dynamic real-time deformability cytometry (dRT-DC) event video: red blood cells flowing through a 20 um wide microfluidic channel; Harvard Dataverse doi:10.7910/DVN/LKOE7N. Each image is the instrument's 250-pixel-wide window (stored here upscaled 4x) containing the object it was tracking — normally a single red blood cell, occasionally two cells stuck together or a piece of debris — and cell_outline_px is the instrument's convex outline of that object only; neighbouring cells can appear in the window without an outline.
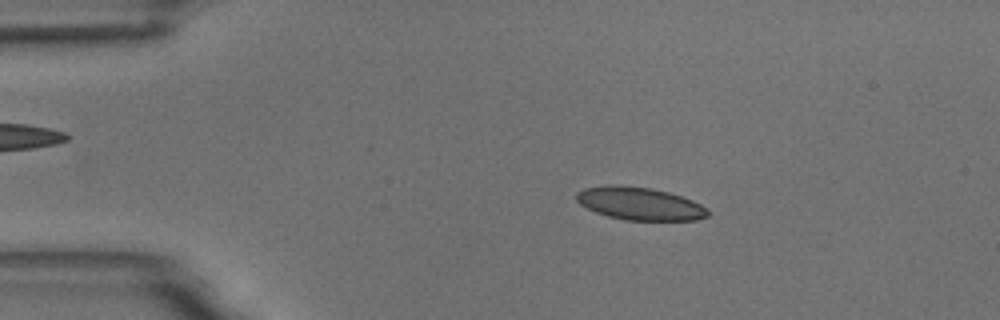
{"species": "common noctule bat (a hibernating species)", "species_latin": "Nyctalus noctula", "temperature_condition": "room temperature", "stored_images_in_passage": 47, "camera_frame_rate_fps": 3000, "um_per_image_px": 0.085, "animal": {"sex": "male", "body_mass_g": 18.8}, "frame": {"image": 1, "passage_image": 10, "time_ms": 3.0, "image_size_px": [1000, 320], "cell_outline_px": [[712, 212], [708, 216], [696, 220], [624, 220], [608, 216], [596, 212], [580, 204], [576, 200], [576, 192], [584, 188], [652, 188], [668, 192], [692, 200], [708, 208]], "centroid_in_image_um": [54.47, 17.36], "position_along_channel_um": 30.5, "area_um2": 24.22}}
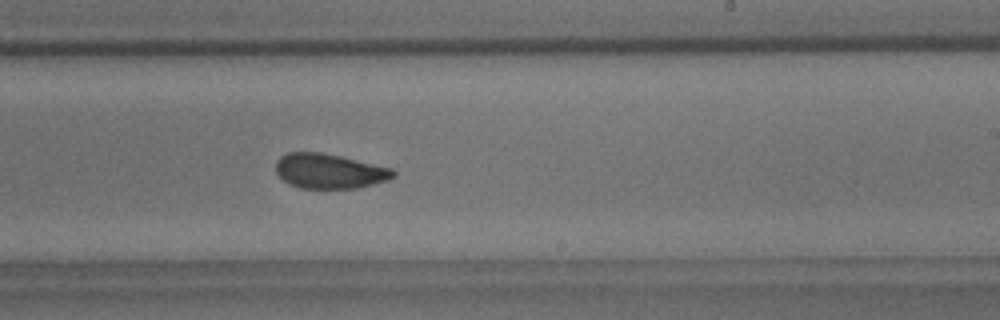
{"frame": {"image": 2, "passage_image": 33, "time_ms": 10.667, "image_size_px": [1000, 320], "cell_outline_px": [[396, 176], [388, 180], [356, 188], [300, 188], [288, 184], [276, 172], [276, 160], [280, 156], [288, 152], [320, 152], [340, 156], [392, 168], [396, 172]], "centroid_in_image_um": [27.99, 14.54], "position_along_channel_um": 261.0, "area_um2": 23.81}}
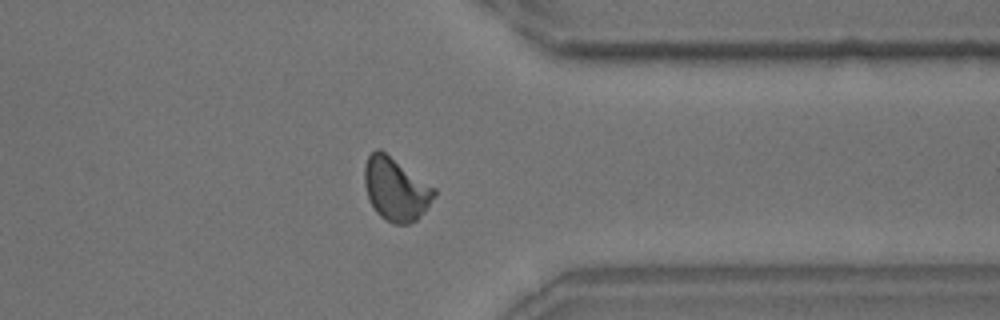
{"frame": {"image": 3, "passage_image": 43, "time_ms": 14.0, "image_size_px": [1000, 320], "cell_outline_px": [[436, 196], [424, 212], [416, 220], [408, 224], [396, 224], [384, 220], [376, 212], [368, 200], [364, 184], [364, 168], [368, 156], [376, 148], [380, 148], [436, 188]], "centroid_in_image_um": [33.63, 16.08], "position_along_channel_um": 377.8, "area_um2": 25.89}}